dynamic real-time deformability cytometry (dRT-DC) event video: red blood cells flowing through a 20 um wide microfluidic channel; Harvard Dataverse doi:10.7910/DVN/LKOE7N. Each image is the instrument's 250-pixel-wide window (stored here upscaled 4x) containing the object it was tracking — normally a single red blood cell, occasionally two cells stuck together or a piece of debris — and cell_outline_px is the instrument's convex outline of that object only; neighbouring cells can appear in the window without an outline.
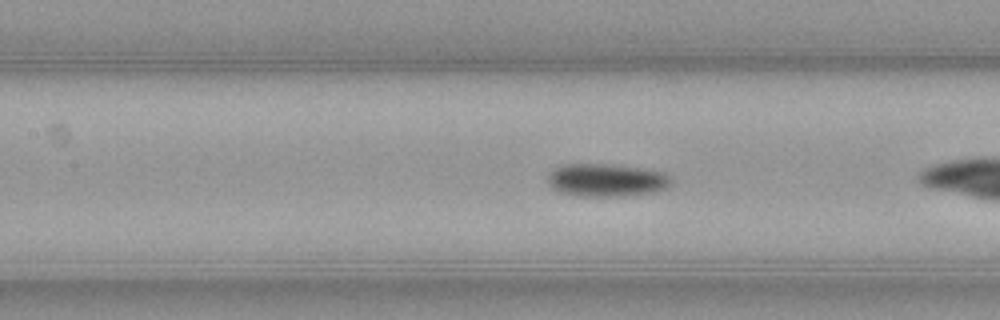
{"species": "common noctule bat (a hibernating species)", "species_latin": "Nyctalus noctula", "temperature_condition": "warm", "stored_images_in_passage": 25, "camera_frame_rate_fps": 3000, "um_per_image_px": 0.085, "animal": {"sex": "female", "body_mass_g": 21.9}, "frame": {"image": 1, "passage_image": 8, "time_ms": 2.333, "image_size_px": [1000, 320], "cell_outline_px": [[672, 184], [668, 188], [656, 192], [624, 196], [576, 196], [560, 192], [552, 188], [548, 184], [548, 172], [560, 164], [604, 164], [640, 168], [664, 172], [672, 176]], "centroid_in_image_um": [51.56, 15.32], "position_along_channel_um": 155.8, "area_um2": 24.04}}
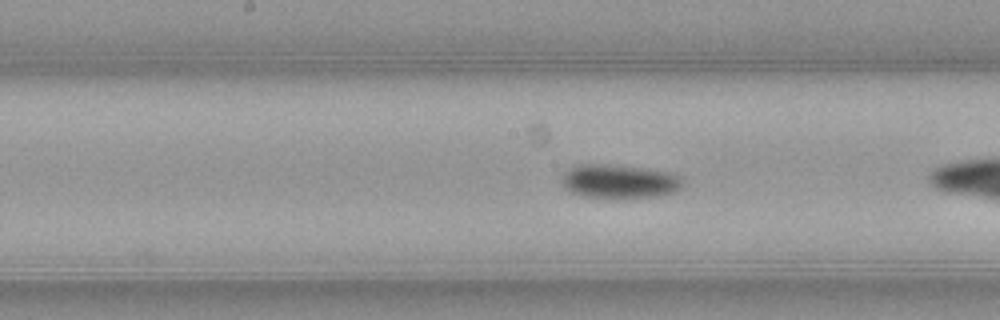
{"frame": {"image": 2, "passage_image": 11, "time_ms": 3.333, "image_size_px": [1000, 320], "cell_outline_px": [[684, 184], [676, 192], [656, 196], [616, 200], [584, 196], [572, 192], [564, 184], [564, 172], [568, 168], [576, 164], [612, 164], [644, 168], [668, 172], [684, 180]], "centroid_in_image_um": [52.67, 15.43], "position_along_channel_um": 195.5, "area_um2": 24.22}}